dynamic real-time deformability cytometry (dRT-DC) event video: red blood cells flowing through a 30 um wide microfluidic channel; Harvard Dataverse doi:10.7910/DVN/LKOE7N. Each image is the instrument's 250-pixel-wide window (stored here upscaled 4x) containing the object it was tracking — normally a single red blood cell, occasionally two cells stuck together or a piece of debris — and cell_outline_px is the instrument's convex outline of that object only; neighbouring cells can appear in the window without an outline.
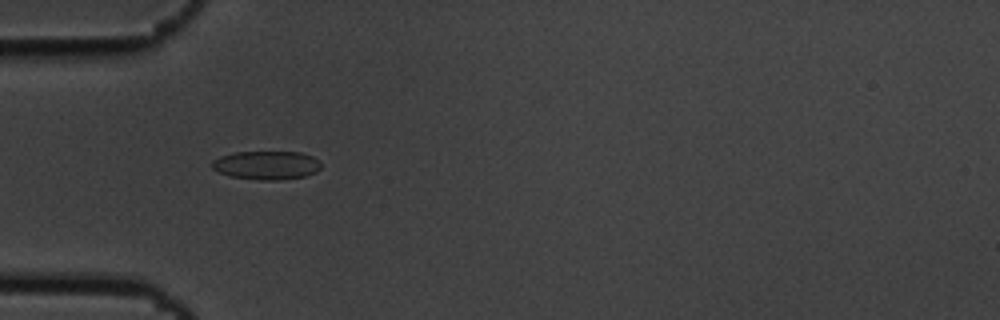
{"species": "common noctule bat (a hibernating species)", "species_latin": "Nyctalus noctula", "temperature_condition": "cold", "stored_images_in_passage": 39, "camera_frame_rate_fps": 3000, "um_per_image_px": 0.085, "animal": {"sex": "male", "body_mass_g": 19.5, "forearm_length_mm": 54.6}, "frame": {"image": 1, "passage_image": 1, "time_ms": 0.0, "image_size_px": [1000, 320], "cell_outline_px": [[320, 168], [316, 172], [304, 176], [276, 180], [260, 180], [232, 176], [216, 172], [212, 168], [212, 160], [220, 156], [236, 152], [300, 152], [312, 156], [320, 164]], "centroid_in_image_um": [22.62, 14.04], "position_along_channel_um": 62.4, "area_um2": 18.03}}
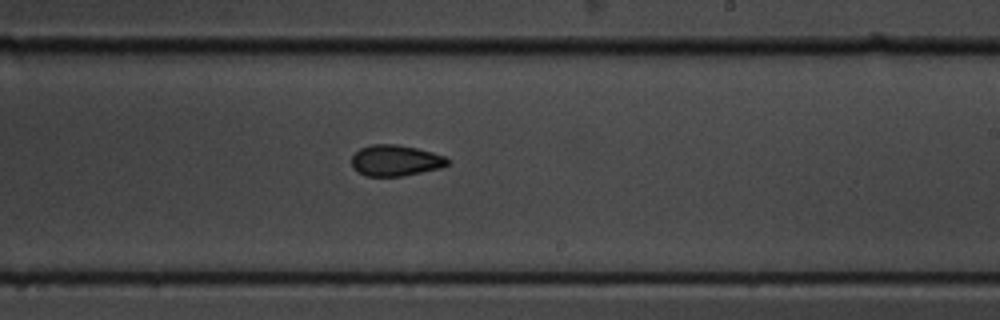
{"frame": {"image": 2, "passage_image": 17, "time_ms": 5.333, "image_size_px": [1000, 320], "cell_outline_px": [[448, 164], [440, 168], [400, 176], [364, 176], [356, 172], [352, 168], [352, 156], [360, 148], [368, 144], [396, 144], [416, 148], [432, 152], [444, 156], [448, 160]], "centroid_in_image_um": [33.56, 13.64], "position_along_channel_um": 255.4, "area_um2": 17.34}}
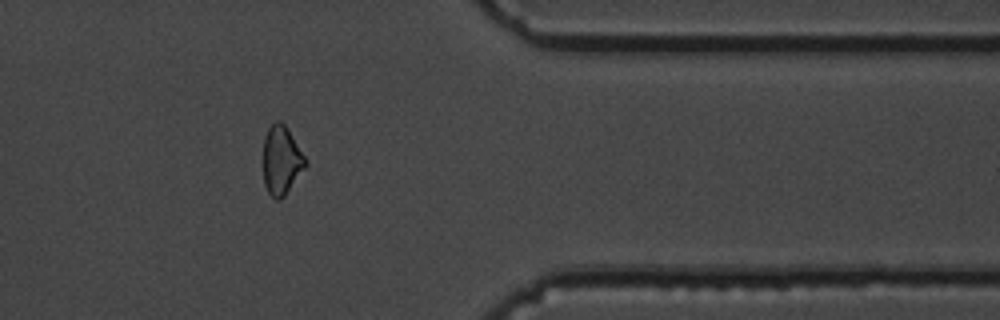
{"frame": {"image": 3, "passage_image": 29, "time_ms": 9.333, "image_size_px": [1000, 320], "cell_outline_px": [[308, 164], [284, 196], [280, 200], [276, 200], [268, 192], [264, 184], [264, 136], [268, 128], [276, 120], [280, 120], [288, 128], [308, 160]], "centroid_in_image_um": [23.94, 13.6], "position_along_channel_um": 387.5, "area_um2": 17.05}, "authors_computed_cell_mechanics": {"area_um2": 17.4556, "velocity_mm_per_s": 3.6678, "shape_relaxation_time_tau1_ms": 4.8361, "shape_relaxation_time_tau2_ms": 3.0871, "deformation_change_tau1": 0.0997, "deformation_change_tau2": 0.0687}}